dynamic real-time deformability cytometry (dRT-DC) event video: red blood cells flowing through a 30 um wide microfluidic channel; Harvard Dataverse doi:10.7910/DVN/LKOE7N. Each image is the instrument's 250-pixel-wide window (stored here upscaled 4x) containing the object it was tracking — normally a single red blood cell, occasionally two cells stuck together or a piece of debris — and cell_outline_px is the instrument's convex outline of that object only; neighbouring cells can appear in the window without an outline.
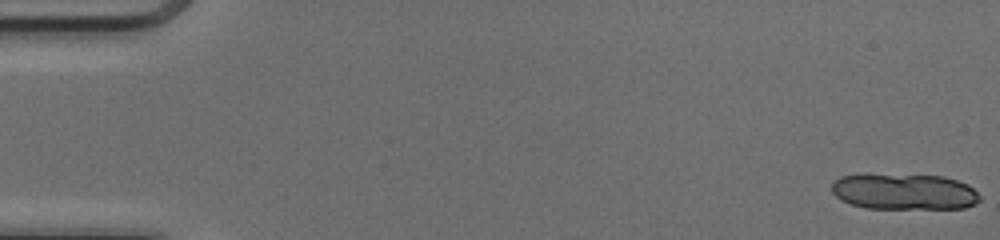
{"species": "common noctule bat (a hibernating species)", "species_latin": "Nyctalus noctula", "temperature_condition": "cold", "stored_images_in_passage": 15, "camera_frame_rate_fps": 3000, "um_per_image_px": 0.085, "animal": {"sex": "female", "body_mass_g": 17.0, "forearm_length_mm": 48.0}, "frame": {"image": 1, "passage_image": 1, "time_ms": 0.0, "image_size_px": [1000, 240], "cell_outline_px": [[980, 200], [976, 204], [964, 208], [864, 208], [852, 204], [836, 196], [832, 192], [832, 184], [840, 176], [944, 176], [968, 184], [980, 196]], "centroid_in_image_um": [76.92, 16.32], "position_along_channel_um": 8.1, "area_um2": 30.23}}